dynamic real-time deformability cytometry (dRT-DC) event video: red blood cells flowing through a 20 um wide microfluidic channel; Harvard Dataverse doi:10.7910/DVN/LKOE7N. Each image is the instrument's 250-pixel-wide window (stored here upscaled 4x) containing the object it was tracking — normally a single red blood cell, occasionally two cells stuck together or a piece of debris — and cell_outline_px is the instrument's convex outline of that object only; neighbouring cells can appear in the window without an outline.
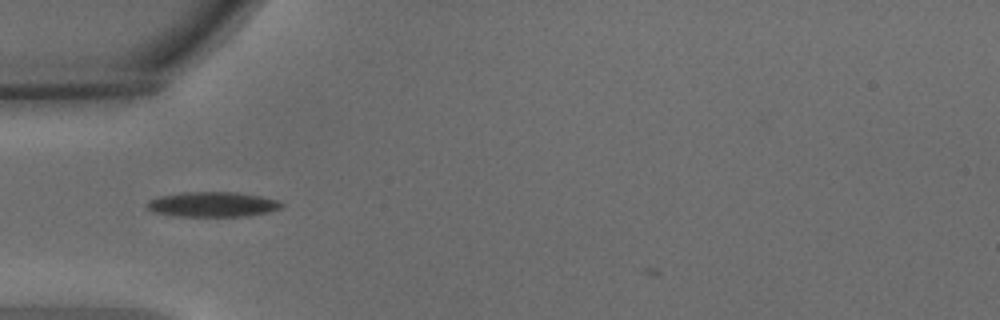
{"species": "common noctule bat (a hibernating species)", "species_latin": "Nyctalus noctula", "temperature_condition": "warm", "stored_images_in_passage": 35, "camera_frame_rate_fps": 3000, "um_per_image_px": 0.085, "animal": {"sex": "male", "body_mass_g": 15.6}, "frame": {"image": 1, "passage_image": 3, "time_ms": 0.667, "image_size_px": [1000, 320], "cell_outline_px": [[284, 204], [280, 208], [268, 212], [248, 216], [172, 216], [152, 212], [144, 204], [148, 200], [160, 196], [184, 192], [236, 192], [260, 196], [276, 200]], "centroid_in_image_um": [18.01, 17.37], "position_along_channel_um": 67.0, "area_um2": 19.65}}
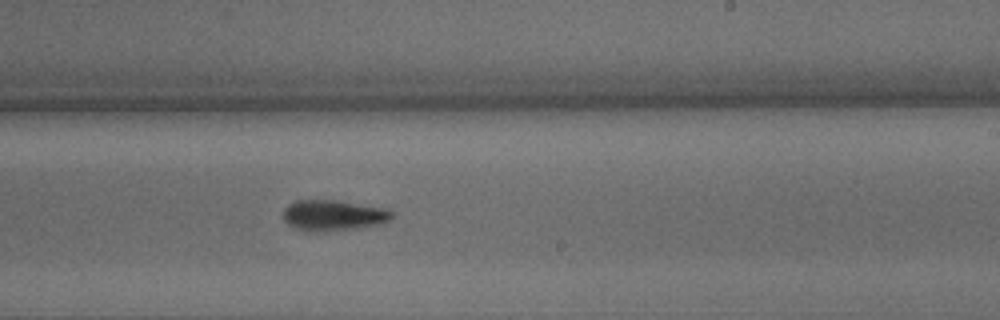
{"frame": {"image": 2, "passage_image": 19, "time_ms": 6.0, "image_size_px": [1000, 320], "cell_outline_px": [[392, 216], [388, 220], [376, 224], [360, 228], [320, 232], [296, 228], [288, 224], [284, 220], [284, 208], [288, 204], [296, 200], [336, 200], [388, 208], [392, 212]], "centroid_in_image_um": [28.32, 18.29], "position_along_channel_um": 260.7, "area_um2": 19.36}}
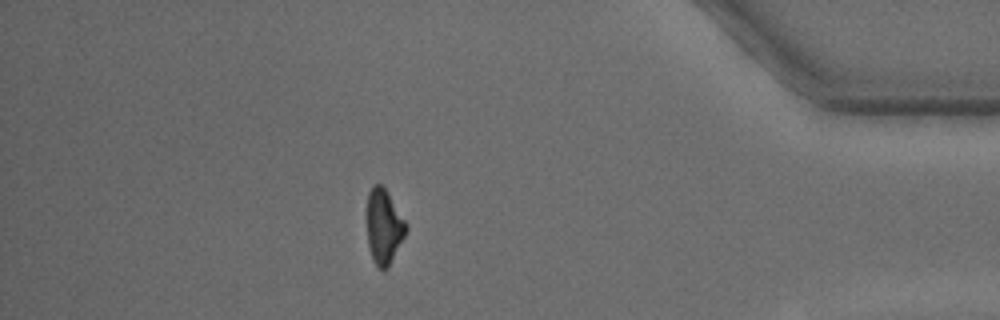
{"frame": {"image": 3, "passage_image": 34, "time_ms": 11.0, "image_size_px": [1000, 320], "cell_outline_px": [[408, 228], [388, 268], [384, 272], [372, 260], [368, 248], [364, 216], [368, 192], [372, 184], [380, 184], [388, 192], [408, 224]], "centroid_in_image_um": [32.57, 19.23], "position_along_channel_um": 402.6, "area_um2": 17.86}}